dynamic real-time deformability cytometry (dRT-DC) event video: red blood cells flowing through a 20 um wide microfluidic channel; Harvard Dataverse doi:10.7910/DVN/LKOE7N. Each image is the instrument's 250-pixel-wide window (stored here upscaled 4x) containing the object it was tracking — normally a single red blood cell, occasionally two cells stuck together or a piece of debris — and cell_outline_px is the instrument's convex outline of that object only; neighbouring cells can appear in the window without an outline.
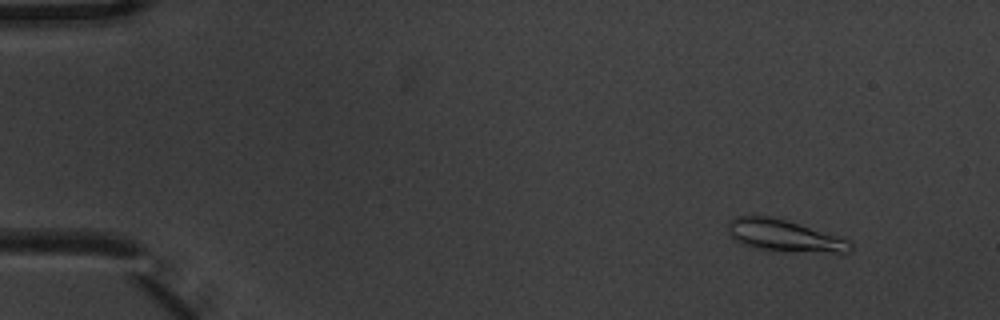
{"species": "common noctule bat (a hibernating species)", "species_latin": "Nyctalus noctula", "temperature_condition": "warm", "stored_images_in_passage": 5, "camera_frame_rate_fps": 3000, "um_per_image_px": 0.085, "animal": {"sex": "male", "body_mass_g": 20.1, "forearm_length_mm": 53.5}, "frame": {"image": 1, "passage_image": 2, "time_ms": 0.333, "image_size_px": [1000, 320], "cell_outline_px": [[852, 252], [832, 252], [752, 248], [740, 244], [732, 240], [728, 228], [728, 220], [736, 216], [768, 216], [784, 220], [848, 240], [852, 244]], "centroid_in_image_um": [66.55, 20.02], "position_along_channel_um": 18.4, "area_um2": 21.91}}